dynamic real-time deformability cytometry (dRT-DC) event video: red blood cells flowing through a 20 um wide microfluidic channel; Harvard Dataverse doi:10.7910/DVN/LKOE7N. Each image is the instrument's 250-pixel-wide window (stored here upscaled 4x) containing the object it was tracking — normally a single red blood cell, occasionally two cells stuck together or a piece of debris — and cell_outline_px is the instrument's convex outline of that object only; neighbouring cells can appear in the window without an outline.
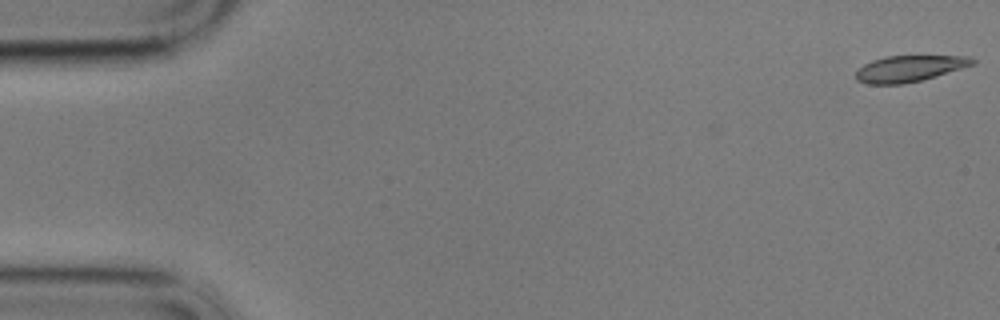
{"species": "common noctule bat (a hibernating species)", "species_latin": "Nyctalus noctula", "temperature_condition": "cold", "stored_images_in_passage": 11, "camera_frame_rate_fps": 3000, "um_per_image_px": 0.085, "animal": {"sex": "male", "body_mass_g": 17.9}, "frame": {"image": 1, "passage_image": 1, "time_ms": 0.0, "image_size_px": [1000, 320], "cell_outline_px": [[976, 60], [972, 64], [936, 76], [904, 84], [868, 84], [856, 80], [856, 72], [864, 64], [872, 60], [884, 56], [972, 56]], "centroid_in_image_um": [77.26, 5.82], "position_along_channel_um": 7.7, "area_um2": 17.63}}